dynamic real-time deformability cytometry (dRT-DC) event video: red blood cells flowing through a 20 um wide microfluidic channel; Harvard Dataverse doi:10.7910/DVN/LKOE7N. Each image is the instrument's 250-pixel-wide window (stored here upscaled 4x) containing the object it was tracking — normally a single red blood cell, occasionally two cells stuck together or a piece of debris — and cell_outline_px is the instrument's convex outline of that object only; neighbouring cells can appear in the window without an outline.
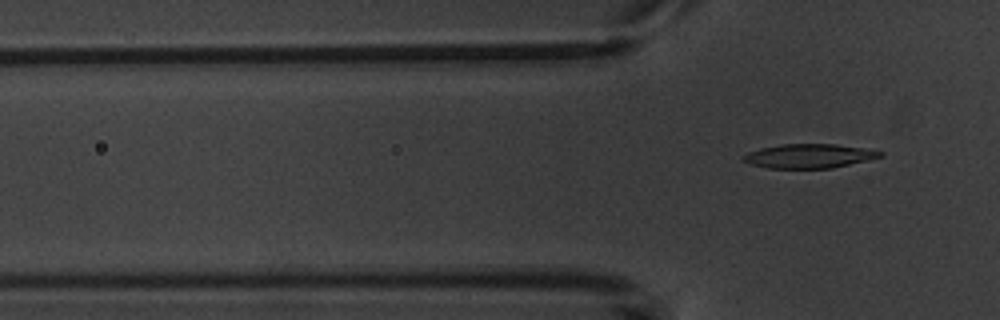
{"species": "common noctule bat (a hibernating species)", "species_latin": "Nyctalus noctula", "temperature_condition": "warm", "stored_images_in_passage": 3, "camera_frame_rate_fps": 3000, "um_per_image_px": 0.085, "animal": {"sex": "male", "body_mass_g": 20.1, "forearm_length_mm": 53.5}, "frame": {"image": 1, "passage_image": 3, "time_ms": 3.667, "image_size_px": [1000, 320], "cell_outline_px": [[884, 156], [868, 160], [832, 168], [768, 168], [748, 164], [740, 160], [748, 152], [760, 148], [780, 144], [836, 144], [884, 152]], "centroid_in_image_um": [68.73, 13.26], "position_along_channel_um": 57.1, "area_um2": 19.25}}